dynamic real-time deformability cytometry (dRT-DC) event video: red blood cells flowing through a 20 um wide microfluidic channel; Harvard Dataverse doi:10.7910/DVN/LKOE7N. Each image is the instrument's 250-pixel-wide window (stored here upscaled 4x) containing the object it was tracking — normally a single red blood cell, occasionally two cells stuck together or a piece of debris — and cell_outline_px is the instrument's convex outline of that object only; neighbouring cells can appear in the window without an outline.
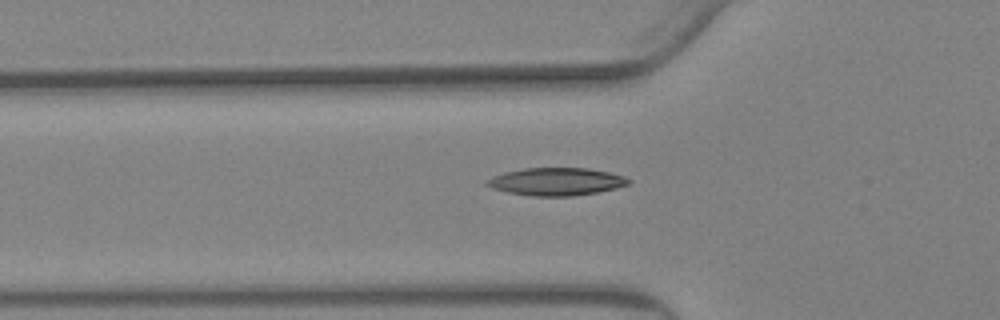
{"species": "Egyptian fruit bat (a non-hibernating species)", "species_latin": "Rousettus aegyptiacus", "temperature_condition": "warm", "stored_images_in_passage": 58, "camera_frame_rate_fps": 3000, "um_per_image_px": 0.085, "animal": {"sex": "female"}, "frame": {"image": 1, "passage_image": 20, "time_ms": 6.333, "image_size_px": [1000, 320], "cell_outline_px": [[632, 180], [628, 184], [616, 188], [596, 192], [572, 196], [532, 196], [508, 192], [492, 188], [484, 184], [484, 180], [492, 176], [504, 172], [524, 168], [588, 168], [608, 172], [624, 176]], "centroid_in_image_um": [47.24, 15.43], "position_along_channel_um": 78.6, "area_um2": 22.89}}
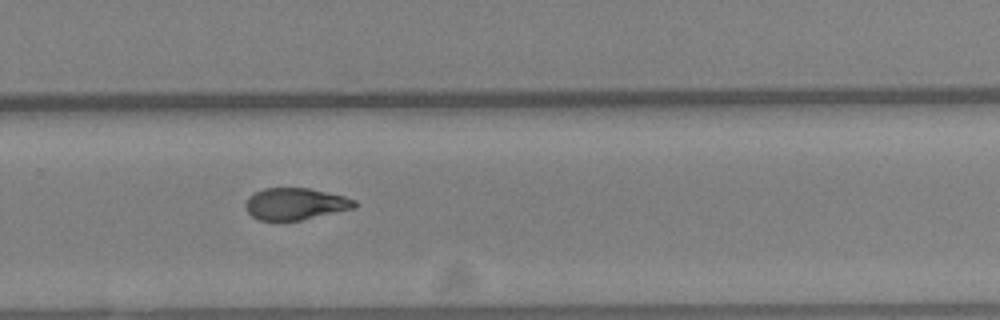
{"frame": {"image": 2, "passage_image": 39, "time_ms": 12.667, "image_size_px": [1000, 320], "cell_outline_px": [[356, 204], [352, 208], [300, 220], [260, 220], [252, 216], [248, 212], [244, 204], [248, 196], [264, 188], [308, 188], [344, 196], [356, 200]], "centroid_in_image_um": [25.06, 17.32], "position_along_channel_um": 304.7, "area_um2": 19.88}}
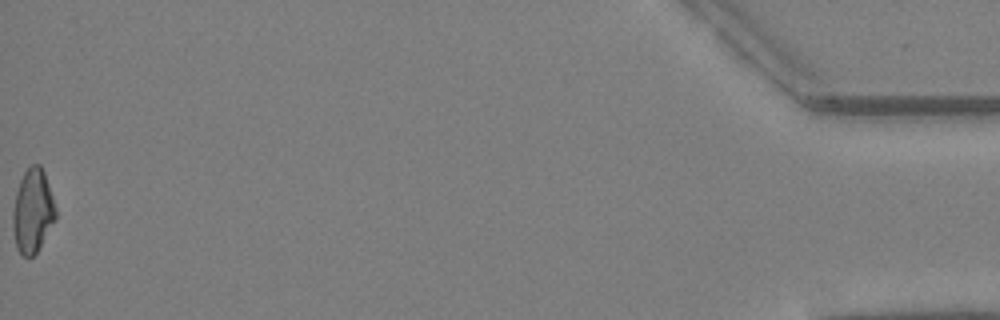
{"frame": {"image": 3, "passage_image": 58, "time_ms": 19.0, "image_size_px": [1000, 320], "cell_outline_px": [[56, 220], [36, 252], [28, 260], [16, 248], [12, 228], [12, 212], [16, 192], [20, 180], [24, 172], [32, 164], [40, 164], [44, 172], [56, 208]], "centroid_in_image_um": [2.77, 17.96], "position_along_channel_um": 432.4, "area_um2": 20.98}, "authors_computed_cell_mechanics": {"area_um2": 21.2126, "velocity_mm_per_s": 3.5756, "shape_relaxation_time_tau1_ms": 10.1681, "shape_relaxation_time_tau2_ms": 4.7983, "deformation_change_tau1": 0.2439, "deformation_change_tau2": 0.1015}}